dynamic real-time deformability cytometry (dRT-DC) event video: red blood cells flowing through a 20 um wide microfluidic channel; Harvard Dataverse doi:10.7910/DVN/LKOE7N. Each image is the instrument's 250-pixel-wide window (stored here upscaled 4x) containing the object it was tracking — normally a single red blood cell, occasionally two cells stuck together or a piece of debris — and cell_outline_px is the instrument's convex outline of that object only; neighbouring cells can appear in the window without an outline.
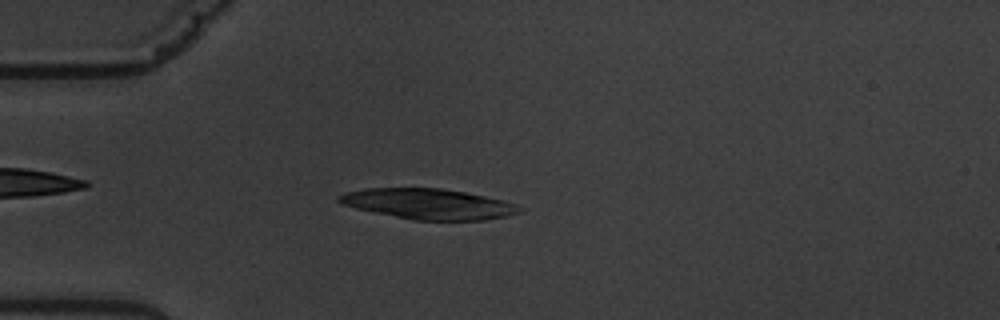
{"species": "common noctule bat (a hibernating species)", "species_latin": "Nyctalus noctula", "temperature_condition": "warm", "stored_images_in_passage": 3, "camera_frame_rate_fps": 3000, "um_per_image_px": 0.085, "animal": {"sex": "male", "body_mass_g": 19.5, "forearm_length_mm": 54.6}, "frame": {"image": 1, "passage_image": 3, "time_ms": 3.0, "image_size_px": [1000, 320], "cell_outline_px": [[524, 208], [520, 212], [508, 216], [484, 220], [412, 220], [356, 208], [344, 204], [336, 200], [336, 196], [348, 192], [364, 188], [440, 188], [464, 192], [504, 200], [516, 204]], "centroid_in_image_um": [36.45, 17.33], "position_along_channel_um": 48.6, "area_um2": 31.96}}